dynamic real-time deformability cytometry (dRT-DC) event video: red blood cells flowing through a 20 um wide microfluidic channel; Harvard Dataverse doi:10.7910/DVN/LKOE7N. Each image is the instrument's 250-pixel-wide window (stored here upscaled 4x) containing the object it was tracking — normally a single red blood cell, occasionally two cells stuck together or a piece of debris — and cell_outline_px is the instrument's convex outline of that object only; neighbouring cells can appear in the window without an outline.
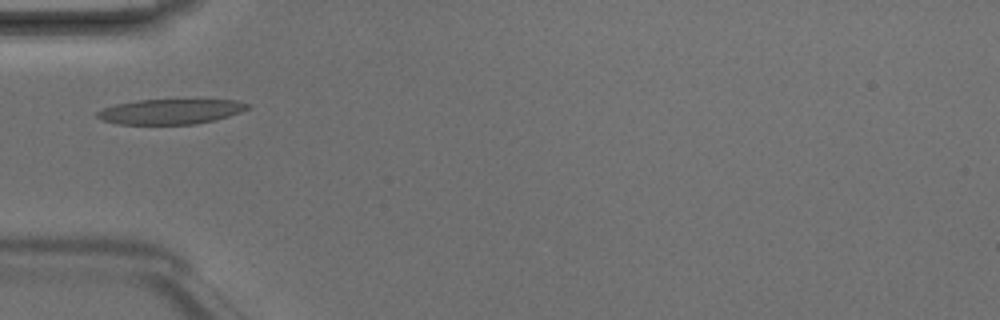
{"species": "Egyptian fruit bat (a non-hibernating species)", "species_latin": "Rousettus aegyptiacus", "temperature_condition": "room temperature", "stored_images_in_passage": 1, "camera_frame_rate_fps": 3000, "um_per_image_px": 0.085, "animal": {"sex": "male"}, "frame": {"image": 1, "passage_image": 1, "time_ms": 0.0, "image_size_px": [1000, 320], "cell_outline_px": [[248, 108], [240, 112], [216, 120], [196, 124], [120, 124], [104, 120], [96, 116], [96, 112], [104, 108], [116, 104], [136, 100], [236, 100], [248, 104]], "centroid_in_image_um": [14.49, 9.48], "position_along_channel_um": 70.5, "area_um2": 21.73}}